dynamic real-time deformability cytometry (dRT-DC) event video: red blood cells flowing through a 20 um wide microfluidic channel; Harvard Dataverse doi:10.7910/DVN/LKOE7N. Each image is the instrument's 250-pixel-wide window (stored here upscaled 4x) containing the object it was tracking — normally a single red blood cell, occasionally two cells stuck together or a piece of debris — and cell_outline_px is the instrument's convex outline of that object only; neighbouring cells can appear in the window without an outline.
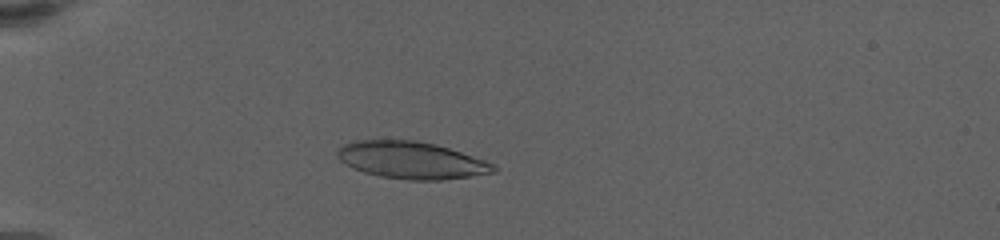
{"species": "human", "species_latin": "Homo sapiens", "temperature_condition": "warm", "stored_images_in_passage": 38, "camera_frame_rate_fps": 3000, "um_per_image_px": 0.085, "donor": {"sex": "female"}, "frame": {"image": 1, "passage_image": 11, "time_ms": 5.667, "image_size_px": [1000, 240], "cell_outline_px": [[496, 172], [472, 176], [444, 180], [408, 180], [380, 176], [364, 172], [352, 168], [344, 164], [336, 156], [336, 152], [344, 144], [352, 140], [412, 140], [436, 144], [496, 164]], "centroid_in_image_um": [34.95, 13.62], "position_along_channel_um": 50.0, "area_um2": 33.87}}
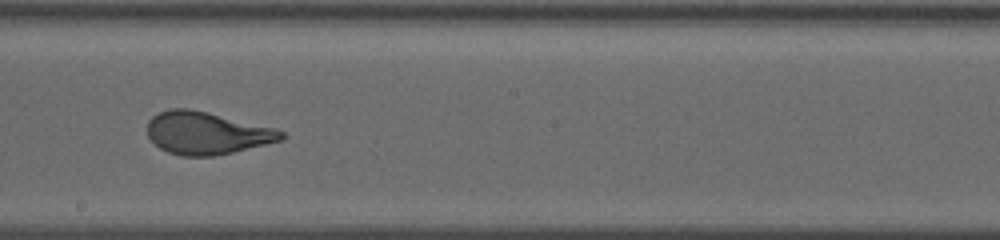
{"frame": {"image": 2, "passage_image": 23, "time_ms": 12.0, "image_size_px": [1000, 240], "cell_outline_px": [[284, 136], [280, 140], [232, 152], [212, 156], [180, 156], [168, 152], [160, 148], [148, 136], [148, 120], [152, 116], [160, 112], [172, 108], [188, 108], [276, 128], [284, 132]], "centroid_in_image_um": [17.53, 11.31], "position_along_channel_um": 230.7, "area_um2": 32.71}}
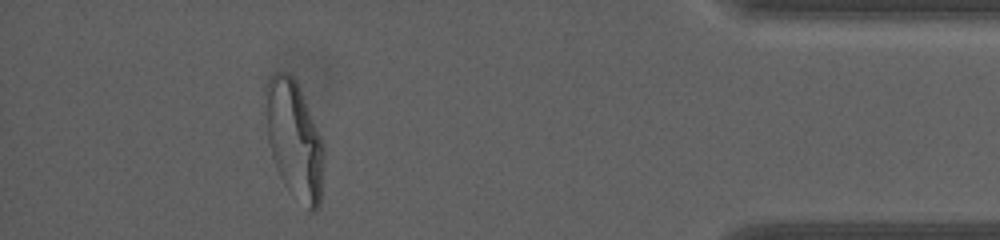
{"frame": {"image": 3, "passage_image": 35, "time_ms": 18.667, "image_size_px": [1000, 240], "cell_outline_px": [[324, 156], [320, 204], [312, 212], [308, 212], [288, 192], [276, 168], [272, 156], [268, 140], [264, 92], [264, 88], [272, 72], [288, 72], [296, 80], [324, 144]], "centroid_in_image_um": [25.01, 11.9], "position_along_channel_um": 410.2, "area_um2": 40.46}, "authors_computed_cell_mechanics": {"area_um2": 34.3332, "velocity_mm_per_s": 3.3198, "shape_relaxation_time_tau1_ms": 4.7603, "shape_relaxation_time_tau2_ms": null, "deformation_change_tau1": 0.2129, "deformation_change_tau2": null}}